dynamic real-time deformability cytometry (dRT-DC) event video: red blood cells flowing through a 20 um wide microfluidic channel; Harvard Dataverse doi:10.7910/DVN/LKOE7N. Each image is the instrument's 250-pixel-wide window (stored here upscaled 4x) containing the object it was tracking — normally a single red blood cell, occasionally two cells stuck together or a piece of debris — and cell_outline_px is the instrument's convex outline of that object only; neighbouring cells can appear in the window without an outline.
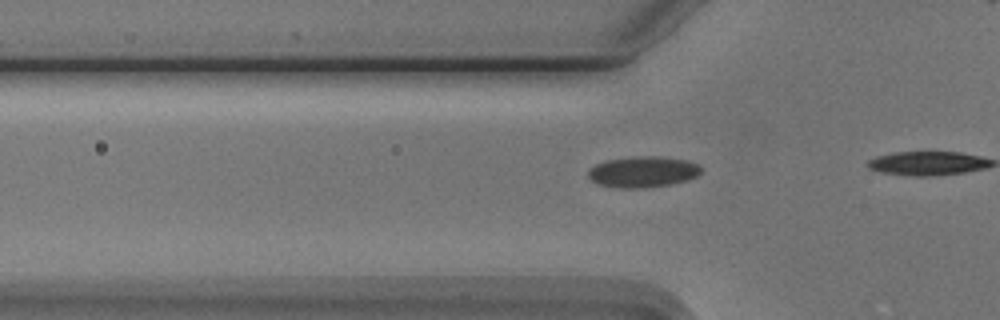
{"species": "Egyptian fruit bat (a non-hibernating species)", "species_latin": "Rousettus aegyptiacus", "temperature_condition": "cold", "stored_images_in_passage": 10, "camera_frame_rate_fps": 3000, "um_per_image_px": 0.085, "animal": {"sex": "male"}, "frame": {"image": 1, "passage_image": 5, "time_ms": 1.333, "image_size_px": [1000, 320], "cell_outline_px": [[700, 172], [696, 176], [688, 180], [672, 184], [648, 188], [616, 188], [596, 184], [588, 176], [588, 168], [596, 164], [608, 160], [636, 156], [660, 156], [688, 160], [700, 164]], "centroid_in_image_um": [54.64, 14.61], "position_along_channel_um": 71.2, "area_um2": 20.69}}
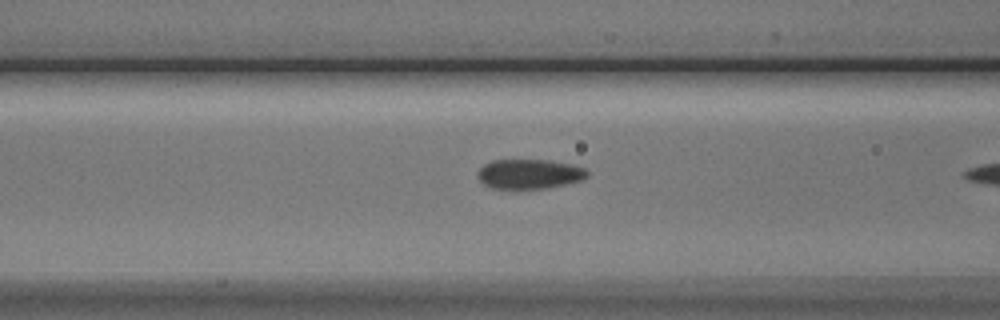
{"frame": {"image": 2, "passage_image": 9, "time_ms": 2.667, "image_size_px": [1000, 320], "cell_outline_px": [[588, 176], [584, 180], [568, 184], [548, 188], [492, 188], [484, 184], [476, 176], [476, 172], [484, 164], [492, 160], [548, 160], [572, 164], [584, 168], [588, 172]], "centroid_in_image_um": [45.01, 14.78], "position_along_channel_um": 121.6, "area_um2": 19.07}}